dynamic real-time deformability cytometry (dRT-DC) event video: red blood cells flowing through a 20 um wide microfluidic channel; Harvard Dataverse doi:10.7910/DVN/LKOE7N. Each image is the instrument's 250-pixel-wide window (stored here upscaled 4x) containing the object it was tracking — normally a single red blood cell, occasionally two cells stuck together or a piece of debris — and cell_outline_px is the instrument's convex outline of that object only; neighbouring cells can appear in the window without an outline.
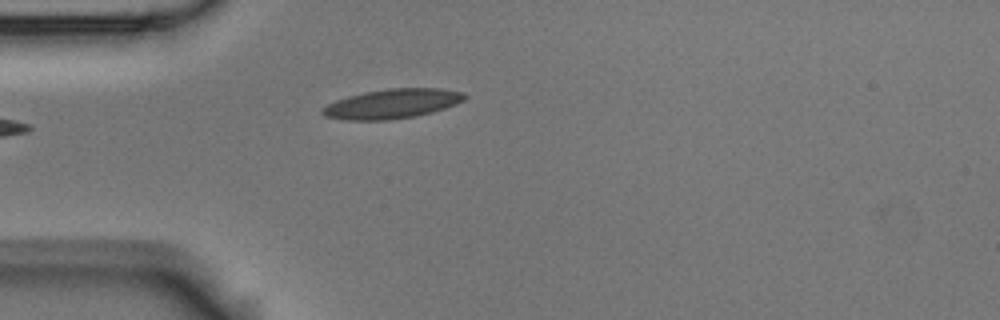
{"species": "Egyptian fruit bat (a non-hibernating species)", "species_latin": "Rousettus aegyptiacus", "temperature_condition": "room temperature", "stored_images_in_passage": 2, "camera_frame_rate_fps": 3000, "um_per_image_px": 0.085, "animal": {"sex": "male"}, "frame": {"image": 1, "passage_image": 2, "time_ms": 0.333, "image_size_px": [1000, 320], "cell_outline_px": [[468, 96], [464, 100], [456, 104], [432, 112], [416, 116], [388, 120], [344, 120], [324, 116], [320, 112], [320, 108], [336, 100], [348, 96], [364, 92], [388, 88], [440, 88], [464, 92]], "centroid_in_image_um": [33.32, 8.82], "position_along_channel_um": 51.7, "area_um2": 24.62}}